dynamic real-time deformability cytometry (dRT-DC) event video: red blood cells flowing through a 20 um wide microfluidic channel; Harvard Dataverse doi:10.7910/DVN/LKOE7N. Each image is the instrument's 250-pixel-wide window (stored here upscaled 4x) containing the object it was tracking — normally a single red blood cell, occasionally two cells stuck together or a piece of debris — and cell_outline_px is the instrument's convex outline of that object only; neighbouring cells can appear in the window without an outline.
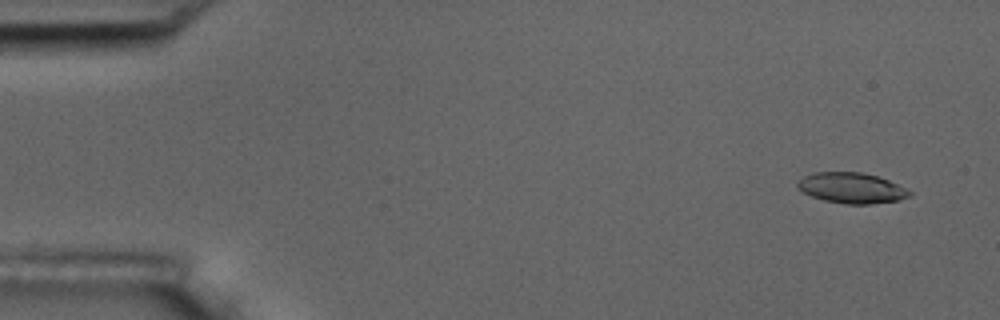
{"species": "common noctule bat (a hibernating species)", "species_latin": "Nyctalus noctula", "temperature_condition": "room temperature", "stored_images_in_passage": 6, "camera_frame_rate_fps": 3000, "um_per_image_px": 0.085, "animal": {"sex": "male", "body_mass_g": 17.5, "forearm_length_mm": 52.3}, "frame": {"image": 1, "passage_image": 2, "time_ms": 0.333, "image_size_px": [1000, 320], "cell_outline_px": [[912, 196], [900, 200], [872, 204], [844, 204], [824, 200], [812, 196], [796, 188], [796, 184], [804, 176], [812, 172], [860, 172], [876, 176], [888, 180], [912, 192]], "centroid_in_image_um": [72.38, 15.98], "position_along_channel_um": 12.6, "area_um2": 19.94}}
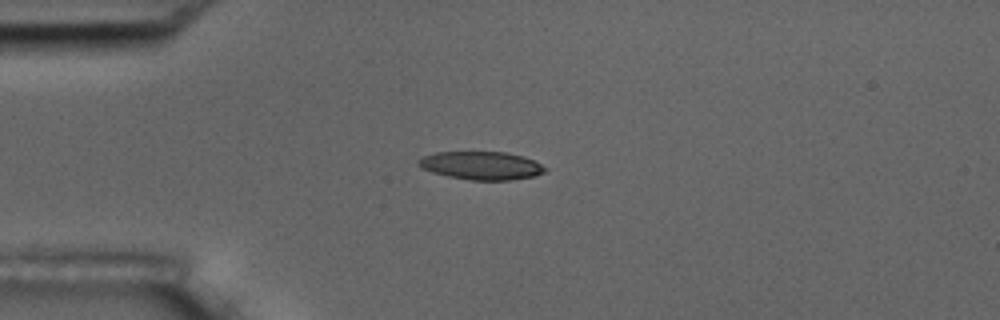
{"frame": {"image": 2, "passage_image": 5, "time_ms": 1.333, "image_size_px": [1000, 320], "cell_outline_px": [[548, 168], [544, 172], [536, 176], [512, 180], [472, 180], [448, 176], [432, 172], [416, 164], [416, 160], [424, 156], [436, 152], [504, 152], [524, 156]], "centroid_in_image_um": [40.92, 14.07], "position_along_channel_um": 44.1, "area_um2": 20.75}}